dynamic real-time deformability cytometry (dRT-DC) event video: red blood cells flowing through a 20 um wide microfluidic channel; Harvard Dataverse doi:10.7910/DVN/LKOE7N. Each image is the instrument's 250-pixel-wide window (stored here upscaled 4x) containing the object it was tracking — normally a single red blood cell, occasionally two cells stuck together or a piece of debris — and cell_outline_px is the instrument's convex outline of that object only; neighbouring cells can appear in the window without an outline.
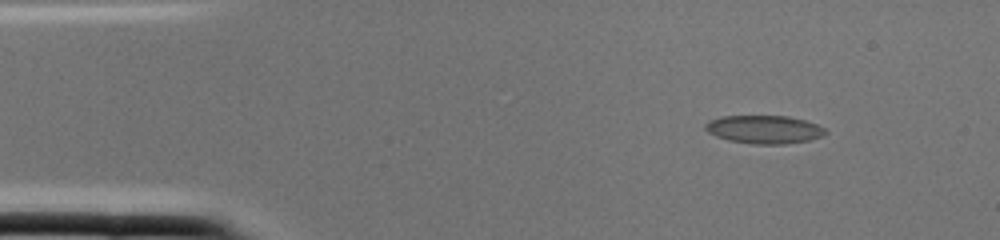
{"species": "common noctule bat (a hibernating species)", "species_latin": "Nyctalus noctula", "temperature_condition": "cold", "stored_images_in_passage": 1, "camera_frame_rate_fps": 3000, "um_per_image_px": 0.085, "animal": {"sex": "female", "body_mass_g": 22.0, "forearm_length_mm": 56.7}, "frame": {"image": 1, "passage_image": 1, "time_ms": 0.0, "image_size_px": [1000, 240], "cell_outline_px": [[828, 132], [824, 136], [808, 140], [784, 144], [752, 144], [728, 140], [716, 136], [708, 132], [704, 128], [704, 124], [708, 120], [720, 116], [788, 116], [804, 120], [816, 124], [824, 128]], "centroid_in_image_um": [64.93, 11.0], "position_along_channel_um": 20.1, "area_um2": 19.83}}